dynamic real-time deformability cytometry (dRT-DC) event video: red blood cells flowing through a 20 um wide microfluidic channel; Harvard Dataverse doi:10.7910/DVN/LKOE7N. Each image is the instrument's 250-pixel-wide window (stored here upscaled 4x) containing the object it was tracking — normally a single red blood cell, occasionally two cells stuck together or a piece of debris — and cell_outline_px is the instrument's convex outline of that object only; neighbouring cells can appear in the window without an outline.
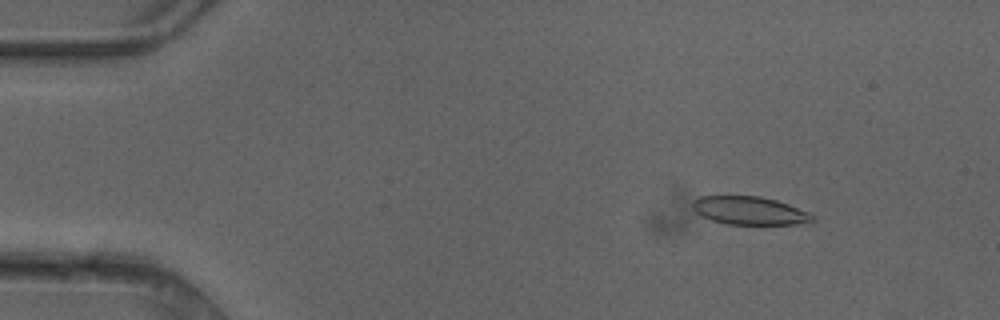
{"species": "common noctule bat (a hibernating species)", "species_latin": "Nyctalus noctula", "temperature_condition": "cold", "stored_images_in_passage": 5, "camera_frame_rate_fps": 3000, "um_per_image_px": 0.085, "animal": {"sex": "female"}, "frame": {"image": 1, "passage_image": 2, "time_ms": 0.333, "image_size_px": [1000, 320], "cell_outline_px": [[816, 220], [812, 224], [724, 224], [700, 216], [692, 208], [692, 200], [700, 196], [760, 196], [776, 200], [788, 204], [808, 212]], "centroid_in_image_um": [63.71, 17.91], "position_along_channel_um": 21.3, "area_um2": 19.88}}
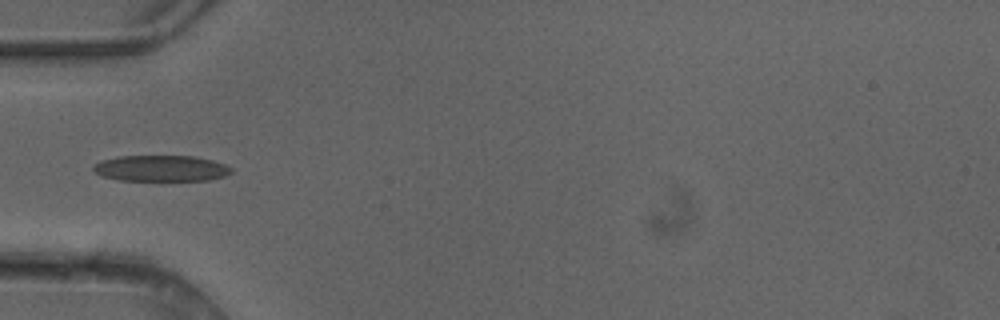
{"frame": {"image": 2, "passage_image": 4, "time_ms": 1.0, "image_size_px": [1000, 320], "cell_outline_px": [[232, 172], [224, 176], [208, 180], [120, 180], [100, 176], [92, 168], [92, 164], [100, 160], [120, 156], [192, 156], [212, 160], [224, 164], [232, 168]], "centroid_in_image_um": [13.65, 14.3], "position_along_channel_um": 71.4, "area_um2": 20.92}}
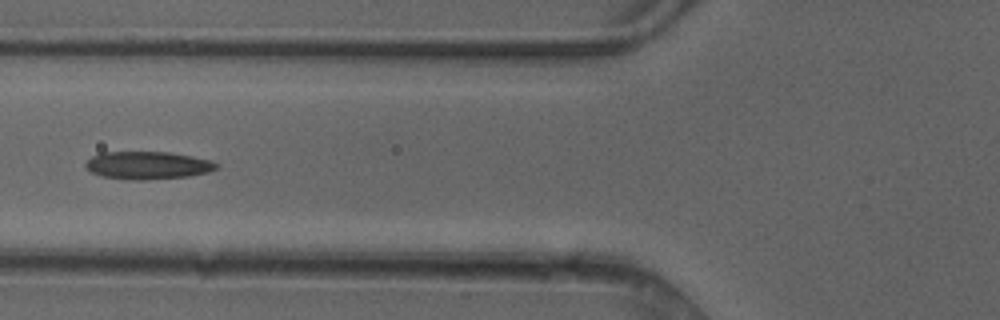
{"frame": {"image": 3, "passage_image": 5, "time_ms": 1.333, "image_size_px": [1000, 320], "cell_outline_px": [[220, 168], [208, 172], [188, 176], [148, 180], [128, 180], [100, 176], [92, 172], [84, 164], [92, 156], [100, 152], [168, 152], [192, 156], [212, 160], [220, 164]], "centroid_in_image_um": [12.59, 14.05], "position_along_channel_um": 113.2, "area_um2": 21.39}}